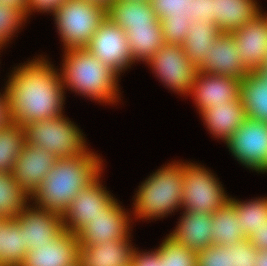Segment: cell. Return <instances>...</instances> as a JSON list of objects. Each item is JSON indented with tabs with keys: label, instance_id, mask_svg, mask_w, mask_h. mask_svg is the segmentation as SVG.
Instances as JSON below:
<instances>
[{
	"label": "cell",
	"instance_id": "obj_13",
	"mask_svg": "<svg viewBox=\"0 0 267 266\" xmlns=\"http://www.w3.org/2000/svg\"><path fill=\"white\" fill-rule=\"evenodd\" d=\"M27 205L13 220L24 230V243L28 251L50 242L64 231L60 214Z\"/></svg>",
	"mask_w": 267,
	"mask_h": 266
},
{
	"label": "cell",
	"instance_id": "obj_18",
	"mask_svg": "<svg viewBox=\"0 0 267 266\" xmlns=\"http://www.w3.org/2000/svg\"><path fill=\"white\" fill-rule=\"evenodd\" d=\"M79 248L77 234L64 230L50 244L28 251L20 266H77Z\"/></svg>",
	"mask_w": 267,
	"mask_h": 266
},
{
	"label": "cell",
	"instance_id": "obj_17",
	"mask_svg": "<svg viewBox=\"0 0 267 266\" xmlns=\"http://www.w3.org/2000/svg\"><path fill=\"white\" fill-rule=\"evenodd\" d=\"M199 72L243 79L249 71L241 64L236 40L232 33L221 32L197 67Z\"/></svg>",
	"mask_w": 267,
	"mask_h": 266
},
{
	"label": "cell",
	"instance_id": "obj_37",
	"mask_svg": "<svg viewBox=\"0 0 267 266\" xmlns=\"http://www.w3.org/2000/svg\"><path fill=\"white\" fill-rule=\"evenodd\" d=\"M257 249L248 238L231 246V266H254Z\"/></svg>",
	"mask_w": 267,
	"mask_h": 266
},
{
	"label": "cell",
	"instance_id": "obj_44",
	"mask_svg": "<svg viewBox=\"0 0 267 266\" xmlns=\"http://www.w3.org/2000/svg\"><path fill=\"white\" fill-rule=\"evenodd\" d=\"M253 264L254 266H267V249L257 250V258Z\"/></svg>",
	"mask_w": 267,
	"mask_h": 266
},
{
	"label": "cell",
	"instance_id": "obj_43",
	"mask_svg": "<svg viewBox=\"0 0 267 266\" xmlns=\"http://www.w3.org/2000/svg\"><path fill=\"white\" fill-rule=\"evenodd\" d=\"M0 3L11 7L23 9L26 12L28 0H0Z\"/></svg>",
	"mask_w": 267,
	"mask_h": 266
},
{
	"label": "cell",
	"instance_id": "obj_3",
	"mask_svg": "<svg viewBox=\"0 0 267 266\" xmlns=\"http://www.w3.org/2000/svg\"><path fill=\"white\" fill-rule=\"evenodd\" d=\"M61 83L82 96L90 97L98 102H118L119 75L102 63L86 48H72L64 51Z\"/></svg>",
	"mask_w": 267,
	"mask_h": 266
},
{
	"label": "cell",
	"instance_id": "obj_7",
	"mask_svg": "<svg viewBox=\"0 0 267 266\" xmlns=\"http://www.w3.org/2000/svg\"><path fill=\"white\" fill-rule=\"evenodd\" d=\"M204 166L183 163V202L184 211H197L213 214L229 201L218 178Z\"/></svg>",
	"mask_w": 267,
	"mask_h": 266
},
{
	"label": "cell",
	"instance_id": "obj_32",
	"mask_svg": "<svg viewBox=\"0 0 267 266\" xmlns=\"http://www.w3.org/2000/svg\"><path fill=\"white\" fill-rule=\"evenodd\" d=\"M161 266H197V253L179 244L170 236L158 247Z\"/></svg>",
	"mask_w": 267,
	"mask_h": 266
},
{
	"label": "cell",
	"instance_id": "obj_26",
	"mask_svg": "<svg viewBox=\"0 0 267 266\" xmlns=\"http://www.w3.org/2000/svg\"><path fill=\"white\" fill-rule=\"evenodd\" d=\"M210 233L213 245L225 247L247 238L242 232L236 208L229 201L213 212Z\"/></svg>",
	"mask_w": 267,
	"mask_h": 266
},
{
	"label": "cell",
	"instance_id": "obj_39",
	"mask_svg": "<svg viewBox=\"0 0 267 266\" xmlns=\"http://www.w3.org/2000/svg\"><path fill=\"white\" fill-rule=\"evenodd\" d=\"M65 1L67 0H28L25 16L28 18L35 10L53 14Z\"/></svg>",
	"mask_w": 267,
	"mask_h": 266
},
{
	"label": "cell",
	"instance_id": "obj_14",
	"mask_svg": "<svg viewBox=\"0 0 267 266\" xmlns=\"http://www.w3.org/2000/svg\"><path fill=\"white\" fill-rule=\"evenodd\" d=\"M236 40L241 64L250 72L267 60V14L260 12L251 21L231 32Z\"/></svg>",
	"mask_w": 267,
	"mask_h": 266
},
{
	"label": "cell",
	"instance_id": "obj_47",
	"mask_svg": "<svg viewBox=\"0 0 267 266\" xmlns=\"http://www.w3.org/2000/svg\"><path fill=\"white\" fill-rule=\"evenodd\" d=\"M123 1H130V0H123ZM134 1H146V2H150V0H134Z\"/></svg>",
	"mask_w": 267,
	"mask_h": 266
},
{
	"label": "cell",
	"instance_id": "obj_33",
	"mask_svg": "<svg viewBox=\"0 0 267 266\" xmlns=\"http://www.w3.org/2000/svg\"><path fill=\"white\" fill-rule=\"evenodd\" d=\"M150 4L159 20L185 18L193 21L194 0H150Z\"/></svg>",
	"mask_w": 267,
	"mask_h": 266
},
{
	"label": "cell",
	"instance_id": "obj_35",
	"mask_svg": "<svg viewBox=\"0 0 267 266\" xmlns=\"http://www.w3.org/2000/svg\"><path fill=\"white\" fill-rule=\"evenodd\" d=\"M160 21L164 43L182 45L192 21L185 18L161 19Z\"/></svg>",
	"mask_w": 267,
	"mask_h": 266
},
{
	"label": "cell",
	"instance_id": "obj_21",
	"mask_svg": "<svg viewBox=\"0 0 267 266\" xmlns=\"http://www.w3.org/2000/svg\"><path fill=\"white\" fill-rule=\"evenodd\" d=\"M204 124L215 138L226 142L247 118L240 98L214 105L200 113Z\"/></svg>",
	"mask_w": 267,
	"mask_h": 266
},
{
	"label": "cell",
	"instance_id": "obj_11",
	"mask_svg": "<svg viewBox=\"0 0 267 266\" xmlns=\"http://www.w3.org/2000/svg\"><path fill=\"white\" fill-rule=\"evenodd\" d=\"M113 199L104 209L103 213L89 221L77 233L80 247L105 243L107 240H119L131 236L130 215Z\"/></svg>",
	"mask_w": 267,
	"mask_h": 266
},
{
	"label": "cell",
	"instance_id": "obj_28",
	"mask_svg": "<svg viewBox=\"0 0 267 266\" xmlns=\"http://www.w3.org/2000/svg\"><path fill=\"white\" fill-rule=\"evenodd\" d=\"M28 252L24 230L14 220L0 221V266H20Z\"/></svg>",
	"mask_w": 267,
	"mask_h": 266
},
{
	"label": "cell",
	"instance_id": "obj_8",
	"mask_svg": "<svg viewBox=\"0 0 267 266\" xmlns=\"http://www.w3.org/2000/svg\"><path fill=\"white\" fill-rule=\"evenodd\" d=\"M146 64L167 88L180 95H190L198 68L185 55L181 45L164 44Z\"/></svg>",
	"mask_w": 267,
	"mask_h": 266
},
{
	"label": "cell",
	"instance_id": "obj_20",
	"mask_svg": "<svg viewBox=\"0 0 267 266\" xmlns=\"http://www.w3.org/2000/svg\"><path fill=\"white\" fill-rule=\"evenodd\" d=\"M180 218L177 227L168 236L196 253L213 245L210 233L212 214L183 211Z\"/></svg>",
	"mask_w": 267,
	"mask_h": 266
},
{
	"label": "cell",
	"instance_id": "obj_42",
	"mask_svg": "<svg viewBox=\"0 0 267 266\" xmlns=\"http://www.w3.org/2000/svg\"><path fill=\"white\" fill-rule=\"evenodd\" d=\"M11 122L9 101L4 88V92L2 94L0 93V128L9 125Z\"/></svg>",
	"mask_w": 267,
	"mask_h": 266
},
{
	"label": "cell",
	"instance_id": "obj_9",
	"mask_svg": "<svg viewBox=\"0 0 267 266\" xmlns=\"http://www.w3.org/2000/svg\"><path fill=\"white\" fill-rule=\"evenodd\" d=\"M246 168L264 173L267 166V123L247 117L225 142Z\"/></svg>",
	"mask_w": 267,
	"mask_h": 266
},
{
	"label": "cell",
	"instance_id": "obj_41",
	"mask_svg": "<svg viewBox=\"0 0 267 266\" xmlns=\"http://www.w3.org/2000/svg\"><path fill=\"white\" fill-rule=\"evenodd\" d=\"M249 241L256 247L257 250L267 249V220L266 223L257 231H253L249 236Z\"/></svg>",
	"mask_w": 267,
	"mask_h": 266
},
{
	"label": "cell",
	"instance_id": "obj_15",
	"mask_svg": "<svg viewBox=\"0 0 267 266\" xmlns=\"http://www.w3.org/2000/svg\"><path fill=\"white\" fill-rule=\"evenodd\" d=\"M58 157L45 149L25 143L11 171L18 186L30 197L57 162Z\"/></svg>",
	"mask_w": 267,
	"mask_h": 266
},
{
	"label": "cell",
	"instance_id": "obj_27",
	"mask_svg": "<svg viewBox=\"0 0 267 266\" xmlns=\"http://www.w3.org/2000/svg\"><path fill=\"white\" fill-rule=\"evenodd\" d=\"M126 33L134 62L147 63L165 44L160 20L154 26L132 27Z\"/></svg>",
	"mask_w": 267,
	"mask_h": 266
},
{
	"label": "cell",
	"instance_id": "obj_36",
	"mask_svg": "<svg viewBox=\"0 0 267 266\" xmlns=\"http://www.w3.org/2000/svg\"><path fill=\"white\" fill-rule=\"evenodd\" d=\"M197 266H231V246L212 245L197 252Z\"/></svg>",
	"mask_w": 267,
	"mask_h": 266
},
{
	"label": "cell",
	"instance_id": "obj_25",
	"mask_svg": "<svg viewBox=\"0 0 267 266\" xmlns=\"http://www.w3.org/2000/svg\"><path fill=\"white\" fill-rule=\"evenodd\" d=\"M214 22L192 21L185 36L182 49L191 63L198 67L204 57L208 56L211 43H214L220 34Z\"/></svg>",
	"mask_w": 267,
	"mask_h": 266
},
{
	"label": "cell",
	"instance_id": "obj_38",
	"mask_svg": "<svg viewBox=\"0 0 267 266\" xmlns=\"http://www.w3.org/2000/svg\"><path fill=\"white\" fill-rule=\"evenodd\" d=\"M193 21L214 22V0H194Z\"/></svg>",
	"mask_w": 267,
	"mask_h": 266
},
{
	"label": "cell",
	"instance_id": "obj_22",
	"mask_svg": "<svg viewBox=\"0 0 267 266\" xmlns=\"http://www.w3.org/2000/svg\"><path fill=\"white\" fill-rule=\"evenodd\" d=\"M259 8L256 0H214V23L220 32L231 33L257 16Z\"/></svg>",
	"mask_w": 267,
	"mask_h": 266
},
{
	"label": "cell",
	"instance_id": "obj_2",
	"mask_svg": "<svg viewBox=\"0 0 267 266\" xmlns=\"http://www.w3.org/2000/svg\"><path fill=\"white\" fill-rule=\"evenodd\" d=\"M102 162L89 148L78 156L58 158L30 200L34 206L62 216L76 194L101 176Z\"/></svg>",
	"mask_w": 267,
	"mask_h": 266
},
{
	"label": "cell",
	"instance_id": "obj_34",
	"mask_svg": "<svg viewBox=\"0 0 267 266\" xmlns=\"http://www.w3.org/2000/svg\"><path fill=\"white\" fill-rule=\"evenodd\" d=\"M25 11L20 8L0 3V47L9 42L13 34L18 31L23 21H26Z\"/></svg>",
	"mask_w": 267,
	"mask_h": 266
},
{
	"label": "cell",
	"instance_id": "obj_19",
	"mask_svg": "<svg viewBox=\"0 0 267 266\" xmlns=\"http://www.w3.org/2000/svg\"><path fill=\"white\" fill-rule=\"evenodd\" d=\"M130 236L79 248L78 266H131L134 251Z\"/></svg>",
	"mask_w": 267,
	"mask_h": 266
},
{
	"label": "cell",
	"instance_id": "obj_5",
	"mask_svg": "<svg viewBox=\"0 0 267 266\" xmlns=\"http://www.w3.org/2000/svg\"><path fill=\"white\" fill-rule=\"evenodd\" d=\"M52 15L64 49L85 48L107 17V9L86 0H67Z\"/></svg>",
	"mask_w": 267,
	"mask_h": 266
},
{
	"label": "cell",
	"instance_id": "obj_30",
	"mask_svg": "<svg viewBox=\"0 0 267 266\" xmlns=\"http://www.w3.org/2000/svg\"><path fill=\"white\" fill-rule=\"evenodd\" d=\"M26 143L24 128L16 122L0 128V172H11Z\"/></svg>",
	"mask_w": 267,
	"mask_h": 266
},
{
	"label": "cell",
	"instance_id": "obj_45",
	"mask_svg": "<svg viewBox=\"0 0 267 266\" xmlns=\"http://www.w3.org/2000/svg\"><path fill=\"white\" fill-rule=\"evenodd\" d=\"M86 1H91L107 9L114 0H86Z\"/></svg>",
	"mask_w": 267,
	"mask_h": 266
},
{
	"label": "cell",
	"instance_id": "obj_10",
	"mask_svg": "<svg viewBox=\"0 0 267 266\" xmlns=\"http://www.w3.org/2000/svg\"><path fill=\"white\" fill-rule=\"evenodd\" d=\"M85 48L118 75L134 62L127 33L108 17L101 23Z\"/></svg>",
	"mask_w": 267,
	"mask_h": 266
},
{
	"label": "cell",
	"instance_id": "obj_29",
	"mask_svg": "<svg viewBox=\"0 0 267 266\" xmlns=\"http://www.w3.org/2000/svg\"><path fill=\"white\" fill-rule=\"evenodd\" d=\"M26 194L13 179L11 172H0V218L13 220L30 204Z\"/></svg>",
	"mask_w": 267,
	"mask_h": 266
},
{
	"label": "cell",
	"instance_id": "obj_31",
	"mask_svg": "<svg viewBox=\"0 0 267 266\" xmlns=\"http://www.w3.org/2000/svg\"><path fill=\"white\" fill-rule=\"evenodd\" d=\"M229 202L236 208L242 232L247 238L252 235L253 231H257L266 223V197L243 202L230 197Z\"/></svg>",
	"mask_w": 267,
	"mask_h": 266
},
{
	"label": "cell",
	"instance_id": "obj_4",
	"mask_svg": "<svg viewBox=\"0 0 267 266\" xmlns=\"http://www.w3.org/2000/svg\"><path fill=\"white\" fill-rule=\"evenodd\" d=\"M183 162L161 167L141 183L134 198V215L159 219L181 208L183 202ZM156 217V218H155Z\"/></svg>",
	"mask_w": 267,
	"mask_h": 266
},
{
	"label": "cell",
	"instance_id": "obj_23",
	"mask_svg": "<svg viewBox=\"0 0 267 266\" xmlns=\"http://www.w3.org/2000/svg\"><path fill=\"white\" fill-rule=\"evenodd\" d=\"M107 17L127 32L132 27L154 26L159 19L146 1L114 0L107 8Z\"/></svg>",
	"mask_w": 267,
	"mask_h": 266
},
{
	"label": "cell",
	"instance_id": "obj_1",
	"mask_svg": "<svg viewBox=\"0 0 267 266\" xmlns=\"http://www.w3.org/2000/svg\"><path fill=\"white\" fill-rule=\"evenodd\" d=\"M6 83L10 117L22 127L63 115L64 87L60 73L45 58L14 68Z\"/></svg>",
	"mask_w": 267,
	"mask_h": 266
},
{
	"label": "cell",
	"instance_id": "obj_6",
	"mask_svg": "<svg viewBox=\"0 0 267 266\" xmlns=\"http://www.w3.org/2000/svg\"><path fill=\"white\" fill-rule=\"evenodd\" d=\"M66 118L61 115L24 125L26 143L45 149L58 158H70L84 153L88 147L83 133Z\"/></svg>",
	"mask_w": 267,
	"mask_h": 266
},
{
	"label": "cell",
	"instance_id": "obj_24",
	"mask_svg": "<svg viewBox=\"0 0 267 266\" xmlns=\"http://www.w3.org/2000/svg\"><path fill=\"white\" fill-rule=\"evenodd\" d=\"M239 98L247 117L267 123V80L257 70L241 79Z\"/></svg>",
	"mask_w": 267,
	"mask_h": 266
},
{
	"label": "cell",
	"instance_id": "obj_46",
	"mask_svg": "<svg viewBox=\"0 0 267 266\" xmlns=\"http://www.w3.org/2000/svg\"><path fill=\"white\" fill-rule=\"evenodd\" d=\"M257 71L267 80V65H263Z\"/></svg>",
	"mask_w": 267,
	"mask_h": 266
},
{
	"label": "cell",
	"instance_id": "obj_12",
	"mask_svg": "<svg viewBox=\"0 0 267 266\" xmlns=\"http://www.w3.org/2000/svg\"><path fill=\"white\" fill-rule=\"evenodd\" d=\"M101 176L73 198L62 215L64 230L77 234L114 199L100 182Z\"/></svg>",
	"mask_w": 267,
	"mask_h": 266
},
{
	"label": "cell",
	"instance_id": "obj_40",
	"mask_svg": "<svg viewBox=\"0 0 267 266\" xmlns=\"http://www.w3.org/2000/svg\"><path fill=\"white\" fill-rule=\"evenodd\" d=\"M131 266H161L158 248L151 252H140L135 250Z\"/></svg>",
	"mask_w": 267,
	"mask_h": 266
},
{
	"label": "cell",
	"instance_id": "obj_16",
	"mask_svg": "<svg viewBox=\"0 0 267 266\" xmlns=\"http://www.w3.org/2000/svg\"><path fill=\"white\" fill-rule=\"evenodd\" d=\"M240 81L239 78L198 71L190 95L194 97L199 114L214 105L238 100Z\"/></svg>",
	"mask_w": 267,
	"mask_h": 266
}]
</instances>
